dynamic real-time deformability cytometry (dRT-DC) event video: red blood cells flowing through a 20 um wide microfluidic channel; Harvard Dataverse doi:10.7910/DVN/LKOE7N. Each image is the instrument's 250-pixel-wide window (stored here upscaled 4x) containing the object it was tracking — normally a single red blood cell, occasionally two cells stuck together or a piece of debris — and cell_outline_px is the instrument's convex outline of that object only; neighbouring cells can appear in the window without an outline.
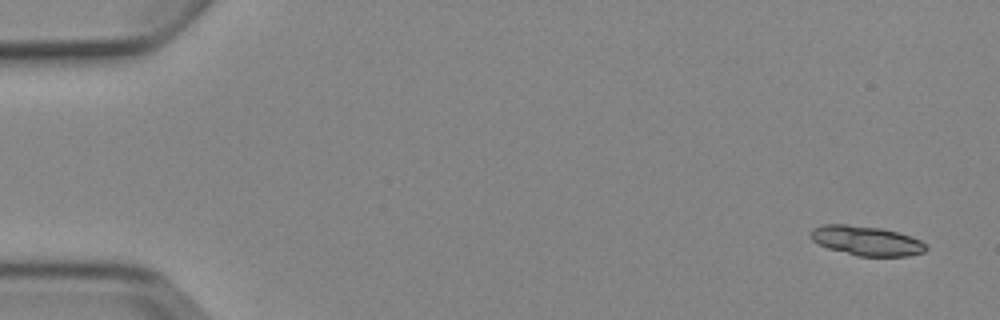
{"species": "Egyptian fruit bat (a non-hibernating species)", "species_latin": "Rousettus aegyptiacus", "temperature_condition": "cold", "stored_images_in_passage": 9, "camera_frame_rate_fps": 3000, "um_per_image_px": 0.085, "animal": {"sex": "female"}, "frame": {"image": 1, "passage_image": 1, "time_ms": 0.0, "image_size_px": [1000, 320], "cell_outline_px": [[928, 248], [924, 252], [908, 256], [856, 256], [828, 248], [812, 240], [808, 236], [812, 228], [824, 224], [848, 224], [880, 228], [896, 232], [920, 240], [928, 244]], "centroid_in_image_um": [73.63, 20.46], "position_along_channel_um": 11.4, "area_um2": 19.94}}
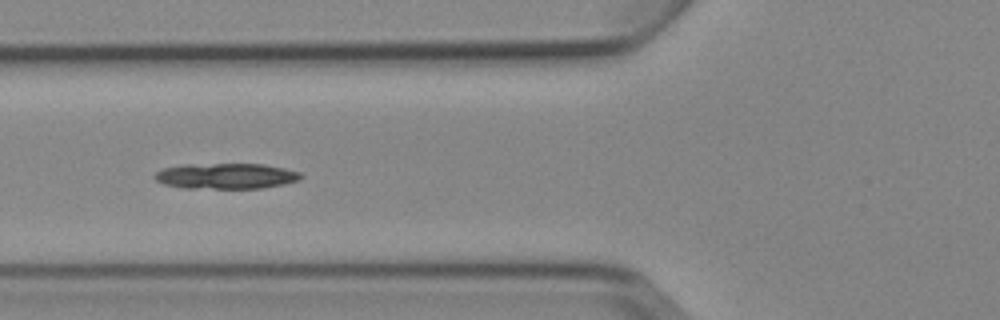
{"frame": {"image": 2, "passage_image": 6, "time_ms": 6.0, "image_size_px": [1000, 320], "cell_outline_px": [[304, 176], [300, 180], [284, 184], [260, 188], [184, 188], [164, 184], [156, 180], [152, 176], [156, 172], [164, 168], [184, 164], [264, 164], [284, 168], [300, 172]], "centroid_in_image_um": [19.22, 14.96], "position_along_channel_um": 106.6, "area_um2": 21.91}}
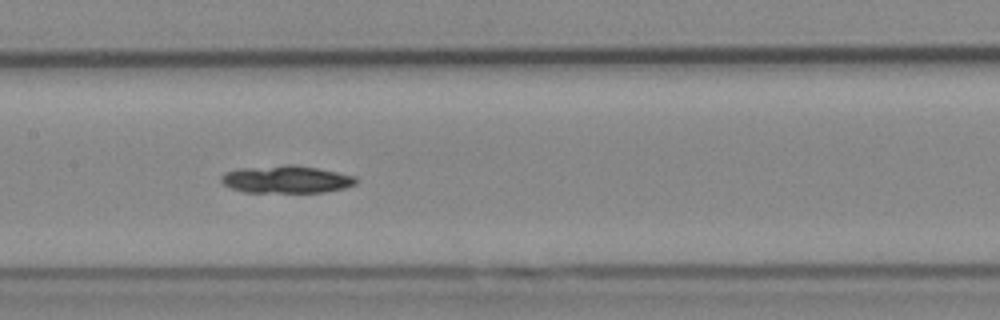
{"frame": {"image": 3, "passage_image": 8, "time_ms": 8.0, "image_size_px": [1000, 320], "cell_outline_px": [[360, 180], [356, 184], [344, 188], [324, 192], [244, 192], [232, 188], [224, 184], [220, 180], [220, 176], [224, 172], [240, 168], [284, 164], [292, 164], [316, 168], [356, 176]], "centroid_in_image_um": [24.34, 15.24], "position_along_channel_um": 183.1, "area_um2": 21.73}}